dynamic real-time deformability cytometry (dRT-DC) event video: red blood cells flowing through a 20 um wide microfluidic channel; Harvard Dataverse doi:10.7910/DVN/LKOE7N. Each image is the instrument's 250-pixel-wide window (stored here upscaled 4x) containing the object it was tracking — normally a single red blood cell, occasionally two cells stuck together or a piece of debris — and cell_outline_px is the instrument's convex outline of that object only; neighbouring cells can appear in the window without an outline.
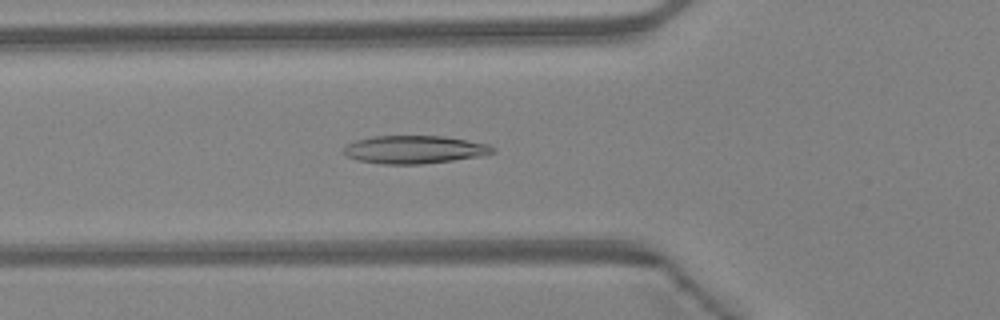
{"species": "Egyptian fruit bat (a non-hibernating species)", "species_latin": "Rousettus aegyptiacus", "temperature_condition": "warm", "stored_images_in_passage": 46, "camera_frame_rate_fps": 3000, "um_per_image_px": 0.085, "animal": {"sex": "female"}, "frame": {"image": 1, "passage_image": 16, "time_ms": 5.0, "image_size_px": [1000, 320], "cell_outline_px": [[496, 152], [484, 156], [420, 164], [380, 164], [356, 160], [348, 156], [344, 152], [344, 148], [348, 144], [356, 140], [372, 136], [444, 136], [488, 144], [496, 148]], "centroid_in_image_um": [35.26, 12.71], "position_along_channel_um": 90.5, "area_um2": 24.33}}
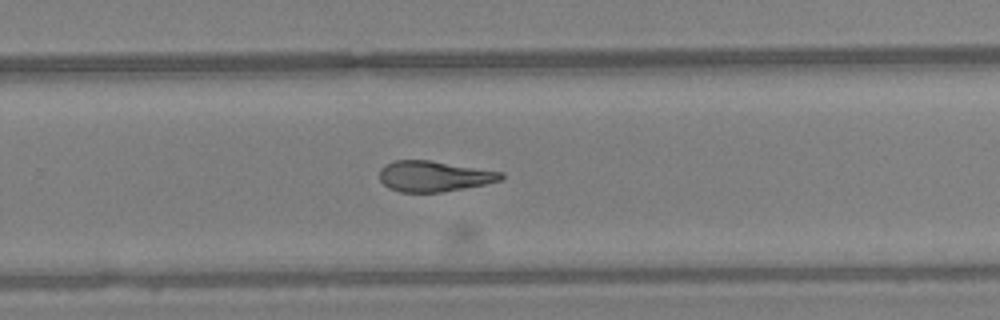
{"frame": {"image": 2, "passage_image": 30, "time_ms": 9.667, "image_size_px": [1000, 320], "cell_outline_px": [[504, 180], [484, 184], [440, 192], [400, 192], [388, 188], [380, 180], [380, 168], [384, 164], [392, 160], [432, 160], [504, 172]], "centroid_in_image_um": [36.88, 14.96], "position_along_channel_um": 292.9, "area_um2": 21.91}}
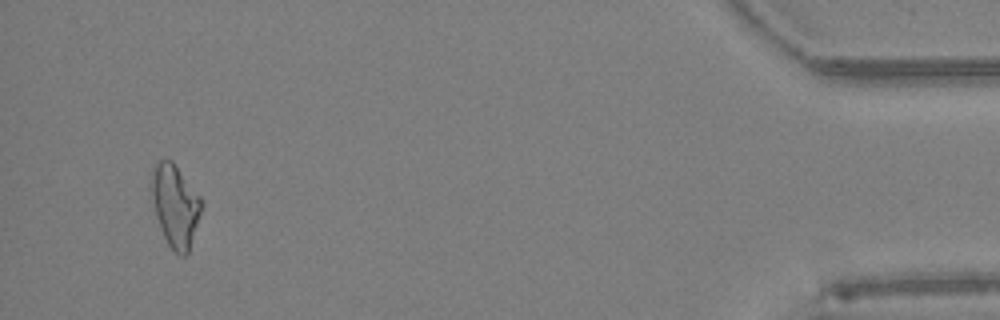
{"frame": {"image": 3, "passage_image": 44, "time_ms": 14.333, "image_size_px": [1000, 320], "cell_outline_px": [[204, 204], [188, 252], [184, 256], [180, 256], [168, 244], [160, 228], [156, 216], [148, 188], [152, 168], [160, 160], [172, 160], [200, 196]], "centroid_in_image_um": [14.86, 17.44], "position_along_channel_um": 420.3, "area_um2": 24.22}, "authors_computed_cell_mechanics": {"area_um2": 22.831, "velocity_mm_per_s": 4.3496, "shape_relaxation_time_tau1_ms": null, "shape_relaxation_time_tau2_ms": 6.2483, "deformation_change_tau1": null, "deformation_change_tau2": 0.1589}}